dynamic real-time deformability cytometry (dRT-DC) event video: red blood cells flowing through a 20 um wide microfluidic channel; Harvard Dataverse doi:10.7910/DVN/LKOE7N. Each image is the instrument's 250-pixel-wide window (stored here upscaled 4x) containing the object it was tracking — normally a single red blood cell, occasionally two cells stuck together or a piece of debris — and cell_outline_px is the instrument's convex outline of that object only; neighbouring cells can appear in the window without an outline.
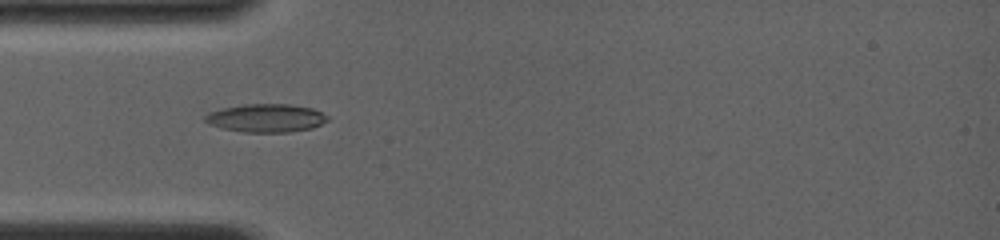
{"species": "common noctule bat (a hibernating species)", "species_latin": "Nyctalus noctula", "temperature_condition": "room temperature", "stored_images_in_passage": 72, "camera_frame_rate_fps": 4000, "um_per_image_px": 0.085, "animal": {"sex": "female", "body_mass_g": 19.0, "forearm_length_mm": 56.7}, "frame": {"image": 1, "passage_image": 9, "time_ms": 1.5, "image_size_px": [1000, 240], "cell_outline_px": [[328, 120], [312, 128], [288, 132], [244, 132], [220, 128], [208, 124], [204, 120], [204, 116], [208, 112], [220, 108], [244, 104], [292, 104], [312, 108], [328, 116]], "centroid_in_image_um": [22.56, 10.03], "position_along_channel_um": 62.4, "area_um2": 20.29}}
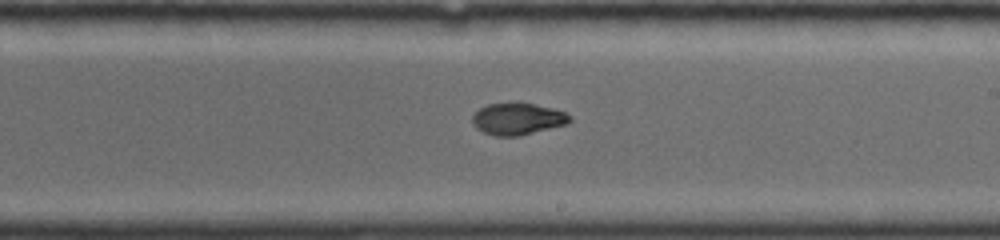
{"frame": {"image": 2, "passage_image": 35, "time_ms": 6.0, "image_size_px": [1000, 240], "cell_outline_px": [[572, 120], [568, 124], [520, 136], [496, 136], [484, 132], [476, 128], [472, 124], [472, 116], [480, 108], [488, 104], [532, 104], [552, 108], [564, 112], [572, 116]], "centroid_in_image_um": [44.02, 10.13], "position_along_channel_um": 245.0, "area_um2": 17.86}}
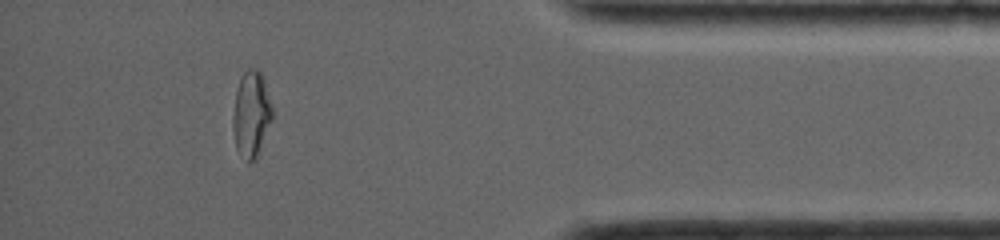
{"frame": {"image": 3, "passage_image": 63, "time_ms": 10.75, "image_size_px": [1000, 240], "cell_outline_px": [[272, 120], [256, 156], [252, 160], [248, 160], [236, 148], [232, 128], [232, 116], [236, 88], [240, 76], [248, 68], [256, 68], [264, 76], [272, 108]], "centroid_in_image_um": [21.34, 9.6], "position_along_channel_um": 413.9, "area_um2": 19.59}, "authors_computed_cell_mechanics": {"area_um2": 18.5827, "velocity_mm_per_s": 4.067, "shape_relaxation_time_tau1_ms": null, "shape_relaxation_time_tau2_ms": 1.475, "deformation_change_tau1": null, "deformation_change_tau2": 0.0493}}